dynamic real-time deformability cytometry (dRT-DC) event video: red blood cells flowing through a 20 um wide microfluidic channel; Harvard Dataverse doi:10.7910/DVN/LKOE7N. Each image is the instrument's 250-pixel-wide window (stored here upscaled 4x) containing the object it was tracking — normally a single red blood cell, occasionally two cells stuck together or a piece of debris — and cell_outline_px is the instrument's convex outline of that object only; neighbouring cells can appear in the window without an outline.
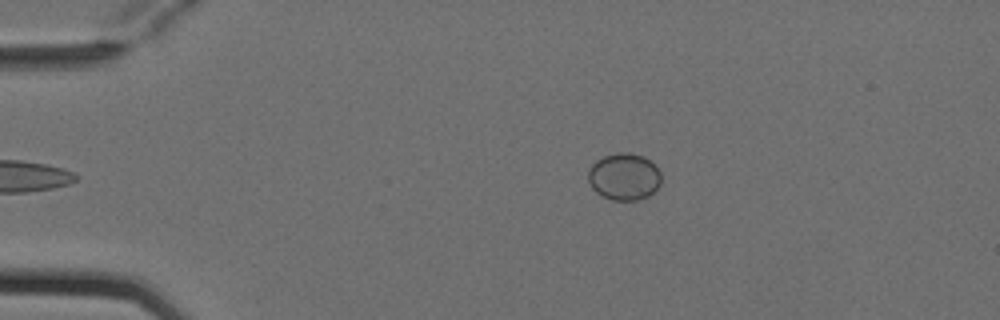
{"species": "Egyptian fruit bat (a non-hibernating species)", "species_latin": "Rousettus aegyptiacus", "temperature_condition": "cold", "stored_images_in_passage": 3, "camera_frame_rate_fps": 3000, "um_per_image_px": 0.085, "animal": {"sex": "female"}, "frame": {"image": 1, "passage_image": 3, "time_ms": 0.667, "image_size_px": [1000, 320], "cell_outline_px": [[660, 184], [648, 196], [636, 200], [612, 200], [596, 192], [592, 188], [588, 180], [588, 168], [596, 160], [604, 156], [616, 152], [628, 152], [644, 156], [660, 172]], "centroid_in_image_um": [53.01, 15.0], "position_along_channel_um": 32.0, "area_um2": 19.88}}